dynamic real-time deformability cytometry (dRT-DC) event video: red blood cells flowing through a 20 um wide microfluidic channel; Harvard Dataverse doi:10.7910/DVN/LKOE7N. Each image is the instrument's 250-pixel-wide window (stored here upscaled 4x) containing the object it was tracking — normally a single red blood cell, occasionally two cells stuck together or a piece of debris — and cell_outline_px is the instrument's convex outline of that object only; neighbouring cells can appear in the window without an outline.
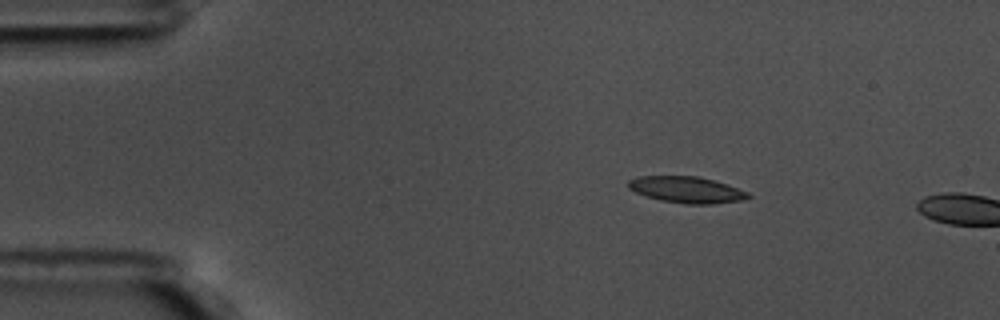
{"species": "common noctule bat (a hibernating species)", "species_latin": "Nyctalus noctula", "temperature_condition": "warm", "stored_images_in_passage": 5, "camera_frame_rate_fps": 3000, "um_per_image_px": 0.085, "animal": {"sex": "male", "body_mass_g": 17.5, "forearm_length_mm": 52.3}, "frame": {"image": 1, "passage_image": 2, "time_ms": 0.333, "image_size_px": [1000, 320], "cell_outline_px": [[752, 196], [740, 200], [712, 204], [688, 204], [660, 200], [636, 192], [628, 188], [628, 180], [640, 176], [700, 176], [748, 192]], "centroid_in_image_um": [58.33, 16.12], "position_along_channel_um": 26.7, "area_um2": 18.09}}